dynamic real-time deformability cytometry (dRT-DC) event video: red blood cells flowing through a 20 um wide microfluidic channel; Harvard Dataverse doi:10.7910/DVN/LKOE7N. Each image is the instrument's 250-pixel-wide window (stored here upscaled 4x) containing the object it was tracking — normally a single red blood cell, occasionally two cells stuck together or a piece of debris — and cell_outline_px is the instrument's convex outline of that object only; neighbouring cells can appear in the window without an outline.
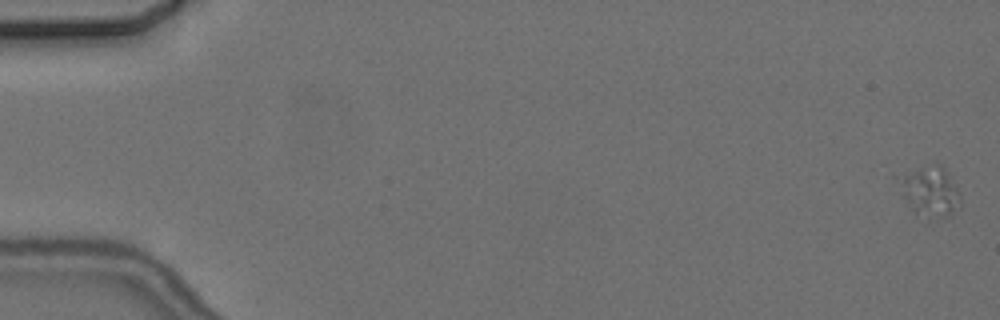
{"species": "common noctule bat (a hibernating species)", "species_latin": "Nyctalus noctula", "temperature_condition": "cold", "stored_images_in_passage": 5, "camera_frame_rate_fps": 3000, "um_per_image_px": 0.085, "animal": {"sex": "female", "body_mass_g": 24.6, "forearm_length_mm": 56.2}, "frame": {"image": 1, "passage_image": 1, "time_ms": 0.0, "image_size_px": [1000, 320], "cell_outline_px": [[960, 208], [948, 216], [940, 216], [916, 212], [912, 208], [904, 196], [892, 176], [892, 172], [936, 160], [944, 168], [956, 188], [960, 196]], "centroid_in_image_um": [78.92, 16.07], "position_along_channel_um": 6.1, "area_um2": 18.61}}
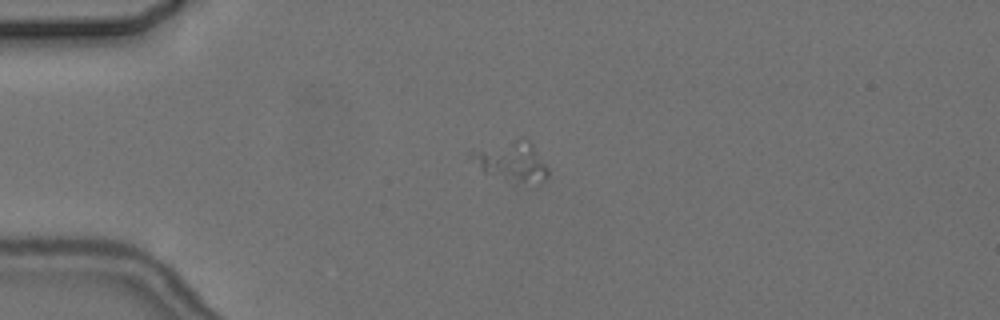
{"frame": {"image": 2, "passage_image": 4, "time_ms": 4.667, "image_size_px": [1000, 320], "cell_outline_px": [[548, 176], [544, 180], [512, 184], [484, 172], [480, 168], [468, 152], [528, 140], [532, 144], [548, 168]], "centroid_in_image_um": [43.54, 13.82], "position_along_channel_um": 41.5, "area_um2": 16.59}}